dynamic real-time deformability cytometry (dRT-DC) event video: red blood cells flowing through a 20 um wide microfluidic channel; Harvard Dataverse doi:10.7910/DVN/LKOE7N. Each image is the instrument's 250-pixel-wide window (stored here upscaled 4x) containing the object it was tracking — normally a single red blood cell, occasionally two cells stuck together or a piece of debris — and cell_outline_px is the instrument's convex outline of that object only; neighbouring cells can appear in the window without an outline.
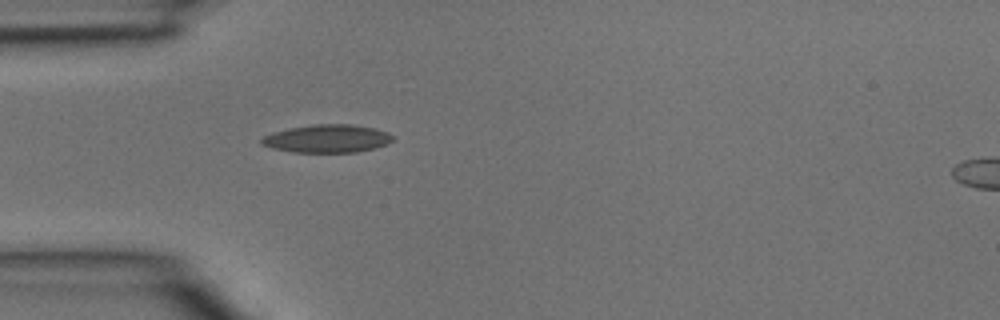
{"species": "common noctule bat (a hibernating species)", "species_latin": "Nyctalus noctula", "temperature_condition": "room temperature", "stored_images_in_passage": 4, "camera_frame_rate_fps": 3000, "um_per_image_px": 0.085, "animal": {"sex": "male", "body_mass_g": 15.6}, "frame": {"image": 1, "passage_image": 3, "time_ms": 0.667, "image_size_px": [1000, 320], "cell_outline_px": [[396, 136], [388, 144], [376, 148], [356, 152], [292, 152], [272, 148], [260, 144], [260, 140], [264, 136], [272, 132], [288, 128], [312, 124], [352, 124], [376, 128], [388, 132]], "centroid_in_image_um": [27.84, 11.77], "position_along_channel_um": 57.2, "area_um2": 21.73}}